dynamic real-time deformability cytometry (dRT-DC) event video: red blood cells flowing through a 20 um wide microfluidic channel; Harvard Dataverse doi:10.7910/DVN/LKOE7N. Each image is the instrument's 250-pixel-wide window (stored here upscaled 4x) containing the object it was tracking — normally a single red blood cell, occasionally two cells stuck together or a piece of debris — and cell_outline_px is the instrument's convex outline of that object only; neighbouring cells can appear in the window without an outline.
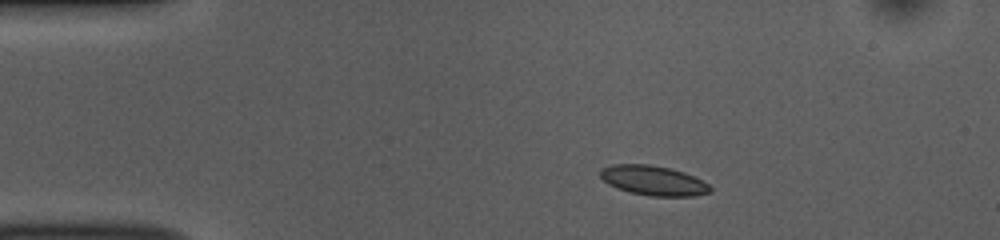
{"species": "common noctule bat (a hibernating species)", "species_latin": "Nyctalus noctula", "temperature_condition": "room temperature", "stored_images_in_passage": 44, "camera_frame_rate_fps": 3000, "um_per_image_px": 0.085, "animal": {"sex": "female", "body_mass_g": 10.0, "forearm_length_mm": 53.1}, "frame": {"image": 1, "passage_image": 1, "time_ms": 0.0, "image_size_px": [1000, 240], "cell_outline_px": [[712, 192], [692, 196], [648, 196], [628, 192], [616, 188], [608, 184], [600, 176], [600, 168], [612, 164], [648, 164], [672, 168], [684, 172], [708, 184], [712, 188]], "centroid_in_image_um": [55.51, 15.34], "position_along_channel_um": 29.5, "area_um2": 19.19}}
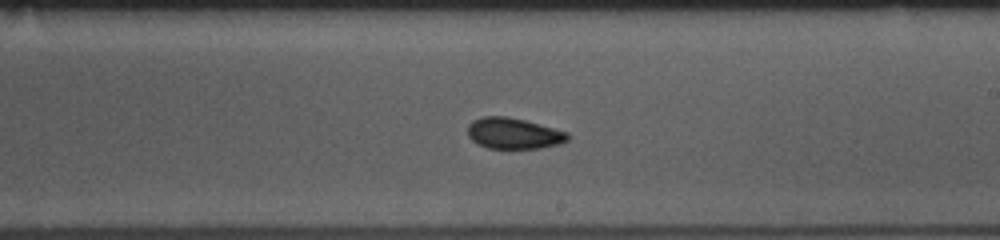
{"frame": {"image": 2, "passage_image": 22, "time_ms": 7.0, "image_size_px": [1000, 240], "cell_outline_px": [[568, 140], [560, 144], [540, 148], [488, 148], [476, 144], [468, 136], [468, 124], [472, 120], [484, 116], [504, 116], [524, 120], [568, 132]], "centroid_in_image_um": [43.63, 11.34], "position_along_channel_um": 245.4, "area_um2": 18.03}}
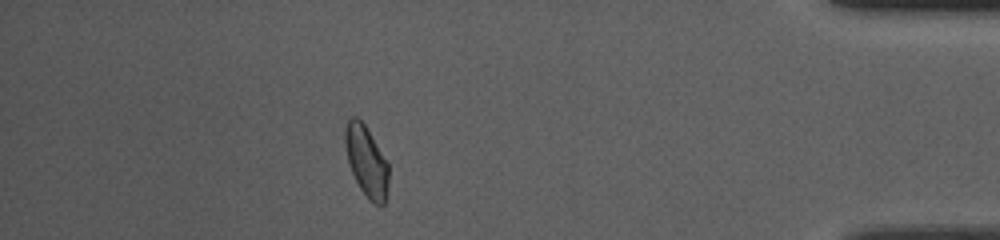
{"frame": {"image": 3, "passage_image": 38, "time_ms": 12.333, "image_size_px": [1000, 240], "cell_outline_px": [[388, 184], [384, 204], [376, 204], [360, 188], [352, 172], [348, 160], [344, 144], [344, 128], [348, 120], [352, 116], [356, 116], [364, 124], [388, 164]], "centroid_in_image_um": [31.12, 13.65], "position_along_channel_um": 404.1, "area_um2": 17.4}, "authors_computed_cell_mechanics": {"area_um2": 18.3515, "velocity_mm_per_s": 3.8199, "shape_relaxation_time_tau1_ms": 1.9396, "shape_relaxation_time_tau2_ms": 2.0149, "deformation_change_tau1": 0.1021, "deformation_change_tau2": 0.0716}}